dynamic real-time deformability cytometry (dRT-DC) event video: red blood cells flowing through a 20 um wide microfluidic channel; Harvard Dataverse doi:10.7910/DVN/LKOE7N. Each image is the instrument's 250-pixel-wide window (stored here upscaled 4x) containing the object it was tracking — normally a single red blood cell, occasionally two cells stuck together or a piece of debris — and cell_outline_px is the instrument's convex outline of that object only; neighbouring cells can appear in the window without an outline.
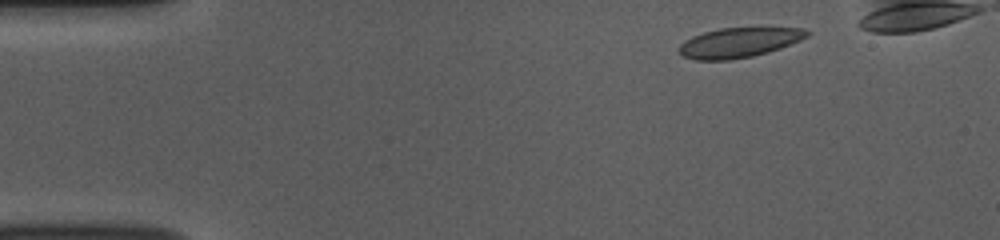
{"species": "common noctule bat (a hibernating species)", "species_latin": "Nyctalus noctula", "temperature_condition": "room temperature", "stored_images_in_passage": 43, "camera_frame_rate_fps": 3000, "um_per_image_px": 0.085, "animal": {"sex": "female", "body_mass_g": 10.0, "forearm_length_mm": 53.1}, "frame": {"image": 1, "passage_image": 4, "time_ms": 1.0, "image_size_px": [1000, 240], "cell_outline_px": [[812, 32], [808, 36], [800, 40], [780, 48], [768, 52], [752, 56], [728, 60], [696, 60], [684, 56], [676, 48], [684, 40], [692, 36], [704, 32], [720, 28], [804, 28]], "centroid_in_image_um": [62.8, 3.61], "position_along_channel_um": 22.2, "area_um2": 22.2}}
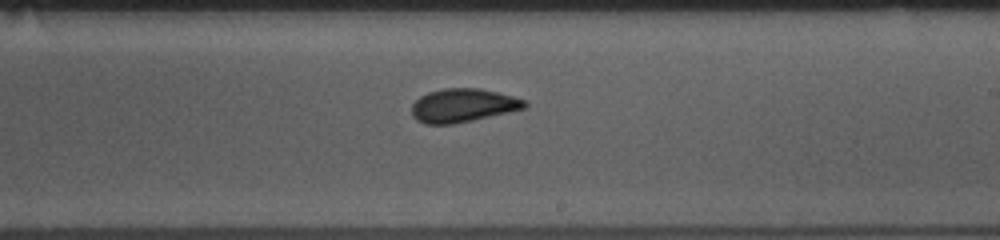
{"frame": {"image": 2, "passage_image": 28, "time_ms": 9.0, "image_size_px": [1000, 240], "cell_outline_px": [[528, 104], [524, 108], [508, 112], [472, 120], [452, 124], [424, 124], [416, 120], [412, 116], [412, 104], [420, 96], [428, 92], [444, 88], [480, 88], [512, 96], [524, 100]], "centroid_in_image_um": [39.3, 8.96], "position_along_channel_um": 249.7, "area_um2": 21.91}}
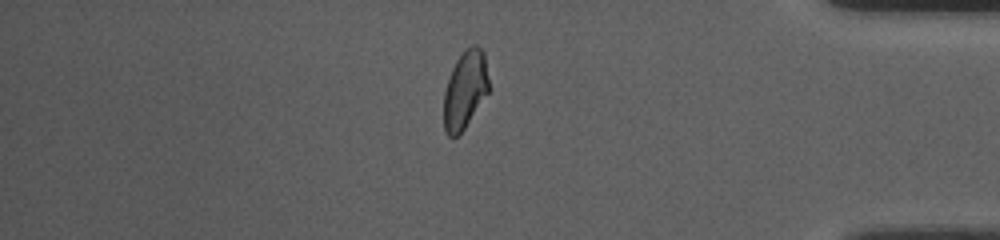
{"frame": {"image": 3, "passage_image": 42, "time_ms": 13.667, "image_size_px": [1000, 240], "cell_outline_px": [[488, 92], [464, 128], [456, 136], [448, 136], [444, 128], [444, 92], [452, 68], [456, 60], [472, 44], [476, 44], [484, 52], [488, 80]], "centroid_in_image_um": [39.52, 7.62], "position_along_channel_um": 395.7, "area_um2": 19.94}}